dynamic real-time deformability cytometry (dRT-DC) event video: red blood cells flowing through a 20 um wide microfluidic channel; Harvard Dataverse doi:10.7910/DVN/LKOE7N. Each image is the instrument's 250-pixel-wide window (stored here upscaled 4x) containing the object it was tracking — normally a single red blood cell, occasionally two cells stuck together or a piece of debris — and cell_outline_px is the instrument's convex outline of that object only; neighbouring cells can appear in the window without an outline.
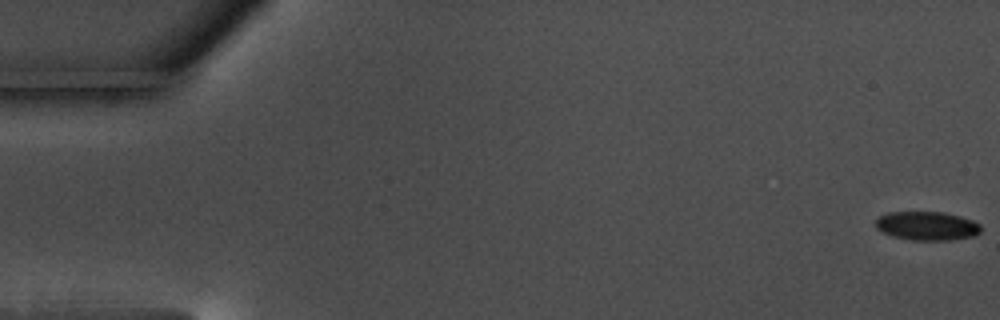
{"species": "common noctule bat (a hibernating species)", "species_latin": "Nyctalus noctula", "temperature_condition": "warm", "stored_images_in_passage": 16, "camera_frame_rate_fps": 3000, "um_per_image_px": 0.085, "animal": {"sex": "male", "body_mass_g": 17.5, "forearm_length_mm": 52.3}, "frame": {"image": 1, "passage_image": 1, "time_ms": 0.0, "image_size_px": [1000, 320], "cell_outline_px": [[980, 232], [972, 236], [948, 240], [912, 240], [892, 236], [876, 228], [876, 220], [880, 216], [888, 212], [944, 212], [960, 216], [972, 220], [980, 224]], "centroid_in_image_um": [78.79, 19.19], "position_along_channel_um": 6.2, "area_um2": 17.51}}
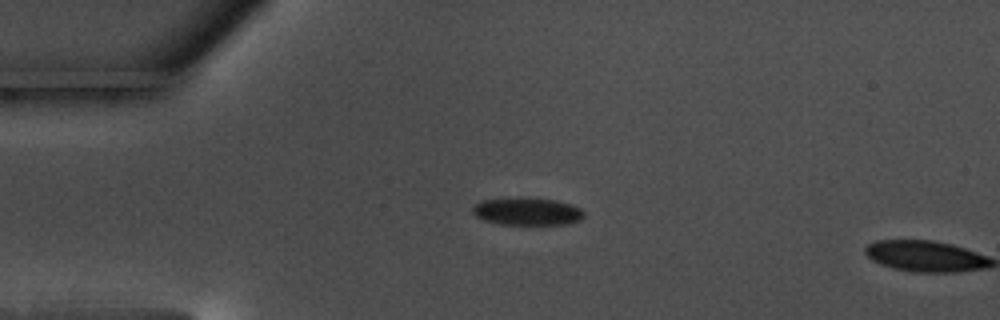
{"frame": {"image": 2, "passage_image": 15, "time_ms": 4.667, "image_size_px": [1000, 320], "cell_outline_px": [[584, 216], [580, 220], [568, 224], [500, 224], [484, 220], [476, 216], [472, 212], [472, 208], [476, 204], [484, 200], [520, 196], [556, 200], [580, 208], [584, 212]], "centroid_in_image_um": [44.81, 17.96], "position_along_channel_um": 40.2, "area_um2": 17.98}}